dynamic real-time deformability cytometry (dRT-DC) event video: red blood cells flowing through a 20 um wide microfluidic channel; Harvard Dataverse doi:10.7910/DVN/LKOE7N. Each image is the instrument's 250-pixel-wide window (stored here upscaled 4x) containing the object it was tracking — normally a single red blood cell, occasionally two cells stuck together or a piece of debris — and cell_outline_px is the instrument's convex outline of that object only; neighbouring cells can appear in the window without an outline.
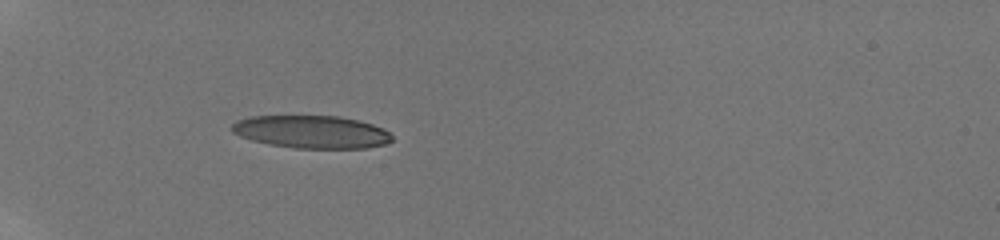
{"species": "human", "species_latin": "Homo sapiens", "temperature_condition": "room temperature", "stored_images_in_passage": 38, "camera_frame_rate_fps": 3000, "um_per_image_px": 0.085, "donor": {"sex": "male"}, "frame": {"image": 1, "passage_image": 1, "time_ms": 0.0, "image_size_px": [1000, 240], "cell_outline_px": [[392, 140], [384, 144], [364, 148], [296, 148], [268, 144], [252, 140], [240, 136], [232, 132], [232, 124], [236, 120], [248, 116], [340, 116], [360, 120], [384, 128], [392, 136]], "centroid_in_image_um": [26.47, 11.2], "position_along_channel_um": 58.5, "area_um2": 30.63}}
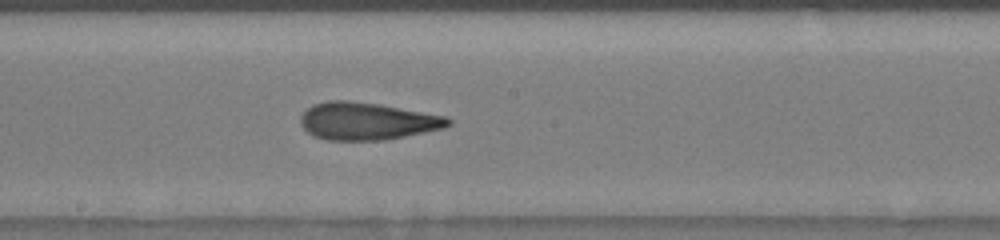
{"frame": {"image": 2, "passage_image": 10, "time_ms": 4.667, "image_size_px": [1000, 240], "cell_outline_px": [[452, 124], [444, 128], [384, 140], [328, 140], [312, 136], [300, 124], [300, 116], [312, 104], [328, 100], [348, 100], [376, 104], [448, 116], [452, 120]], "centroid_in_image_um": [31.19, 10.3], "position_along_channel_um": 217.0, "area_um2": 32.19}}
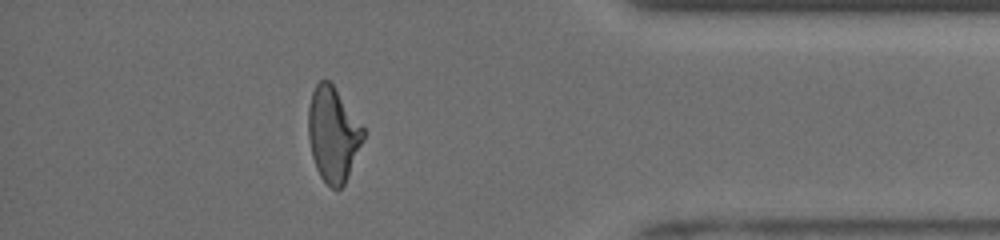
{"frame": {"image": 3, "passage_image": 30, "time_ms": 10.0, "image_size_px": [1000, 240], "cell_outline_px": [[364, 140], [344, 184], [340, 188], [332, 188], [320, 176], [316, 168], [312, 156], [308, 136], [308, 108], [312, 92], [316, 84], [320, 80], [328, 80], [332, 84], [364, 128]], "centroid_in_image_um": [28.3, 11.41], "position_along_channel_um": 406.9, "area_um2": 30.0}, "authors_computed_cell_mechanics": {"area_um2": 30.8652, "velocity_mm_per_s": 3.9608, "shape_relaxation_time_tau1_ms": 8.2546, "shape_relaxation_time_tau2_ms": 1.9153, "deformation_change_tau1": 0.2589, "deformation_change_tau2": 0.1098}}